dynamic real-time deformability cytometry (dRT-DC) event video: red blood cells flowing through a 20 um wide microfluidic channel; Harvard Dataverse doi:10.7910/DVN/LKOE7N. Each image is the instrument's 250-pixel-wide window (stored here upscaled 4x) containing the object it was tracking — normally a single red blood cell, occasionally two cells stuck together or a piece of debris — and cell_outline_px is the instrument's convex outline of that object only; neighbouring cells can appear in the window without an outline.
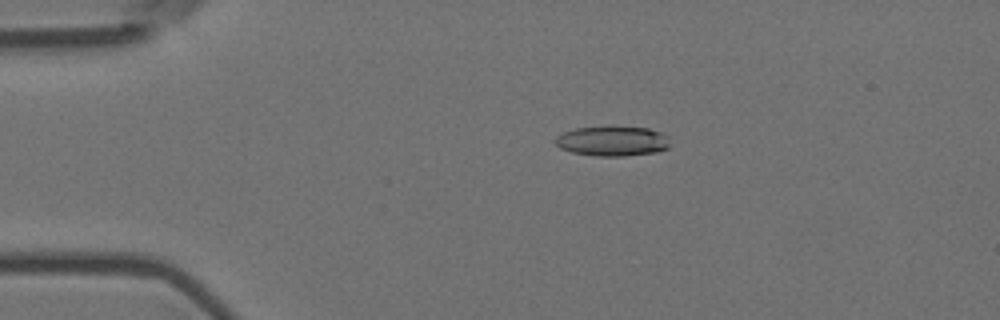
{"species": "Egyptian fruit bat (a non-hibernating species)", "species_latin": "Rousettus aegyptiacus", "temperature_condition": "room temperature", "stored_images_in_passage": 5, "camera_frame_rate_fps": 3000, "um_per_image_px": 0.085, "animal": {"sex": "female"}, "frame": {"image": 1, "passage_image": 3, "time_ms": 0.667, "image_size_px": [1000, 320], "cell_outline_px": [[668, 148], [656, 152], [624, 156], [596, 156], [572, 152], [560, 148], [552, 140], [556, 136], [564, 132], [576, 128], [612, 124], [648, 128], [660, 132], [668, 136]], "centroid_in_image_um": [52.03, 11.95], "position_along_channel_um": 33.0, "area_um2": 20.63}}
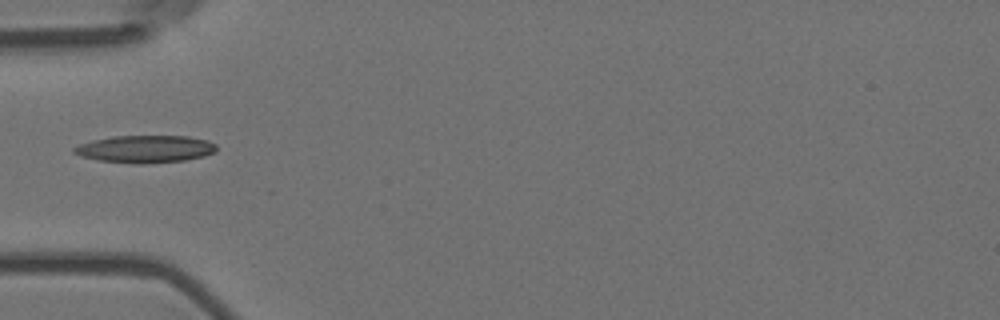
{"frame": {"image": 2, "passage_image": 5, "time_ms": 1.333, "image_size_px": [1000, 320], "cell_outline_px": [[216, 152], [204, 156], [184, 160], [144, 164], [132, 164], [100, 160], [80, 156], [72, 152], [72, 148], [80, 144], [92, 140], [112, 136], [188, 136], [208, 140], [216, 144]], "centroid_in_image_um": [12.34, 12.66], "position_along_channel_um": 72.7, "area_um2": 22.89}}